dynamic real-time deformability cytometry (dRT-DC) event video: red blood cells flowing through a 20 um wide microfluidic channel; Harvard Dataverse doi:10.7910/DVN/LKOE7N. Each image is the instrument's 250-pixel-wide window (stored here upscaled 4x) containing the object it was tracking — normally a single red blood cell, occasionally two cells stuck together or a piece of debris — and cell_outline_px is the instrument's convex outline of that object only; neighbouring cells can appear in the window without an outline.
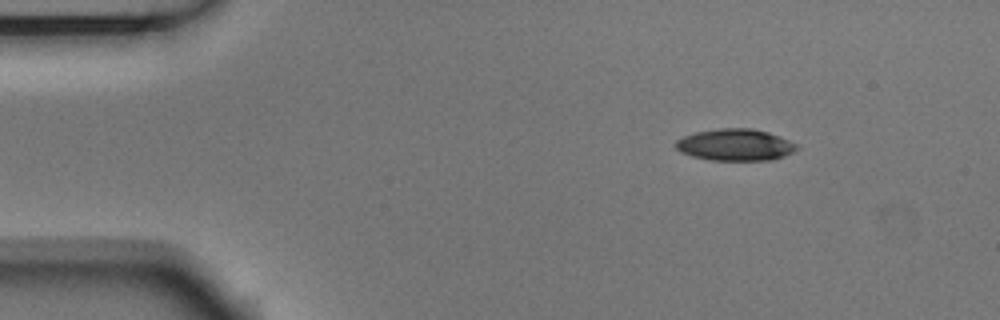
{"species": "Egyptian fruit bat (a non-hibernating species)", "species_latin": "Rousettus aegyptiacus", "temperature_condition": "room temperature", "stored_images_in_passage": 3, "camera_frame_rate_fps": 3000, "um_per_image_px": 0.085, "animal": {"sex": "male"}, "frame": {"image": 1, "passage_image": 1, "time_ms": 0.0, "image_size_px": [1000, 320], "cell_outline_px": [[800, 148], [784, 156], [772, 160], [712, 160], [692, 156], [680, 152], [676, 148], [676, 140], [684, 136], [696, 132], [720, 128], [752, 128], [768, 132], [780, 136], [796, 144]], "centroid_in_image_um": [62.51, 12.31], "position_along_channel_um": 22.5, "area_um2": 22.37}}